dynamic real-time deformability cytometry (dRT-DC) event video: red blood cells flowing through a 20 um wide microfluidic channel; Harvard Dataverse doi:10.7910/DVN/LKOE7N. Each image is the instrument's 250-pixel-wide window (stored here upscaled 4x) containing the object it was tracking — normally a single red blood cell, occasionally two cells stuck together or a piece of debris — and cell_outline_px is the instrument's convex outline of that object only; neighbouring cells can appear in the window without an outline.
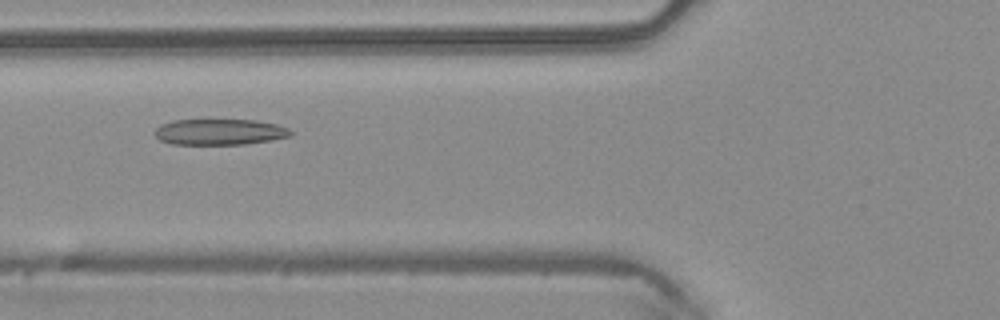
{"species": "common noctule bat (a hibernating species)", "species_latin": "Nyctalus noctula", "temperature_condition": "warm", "stored_images_in_passage": 3, "camera_frame_rate_fps": 3000, "um_per_image_px": 0.085, "animal": {"sex": "male", "body_mass_g": 20.4}, "frame": {"image": 1, "passage_image": 3, "time_ms": 0.667, "image_size_px": [1000, 320], "cell_outline_px": [[292, 136], [272, 140], [244, 144], [172, 144], [160, 140], [156, 136], [156, 128], [160, 124], [172, 120], [256, 120], [276, 124], [288, 128], [292, 132]], "centroid_in_image_um": [18.68, 11.21], "position_along_channel_um": 107.1, "area_um2": 20.52}}